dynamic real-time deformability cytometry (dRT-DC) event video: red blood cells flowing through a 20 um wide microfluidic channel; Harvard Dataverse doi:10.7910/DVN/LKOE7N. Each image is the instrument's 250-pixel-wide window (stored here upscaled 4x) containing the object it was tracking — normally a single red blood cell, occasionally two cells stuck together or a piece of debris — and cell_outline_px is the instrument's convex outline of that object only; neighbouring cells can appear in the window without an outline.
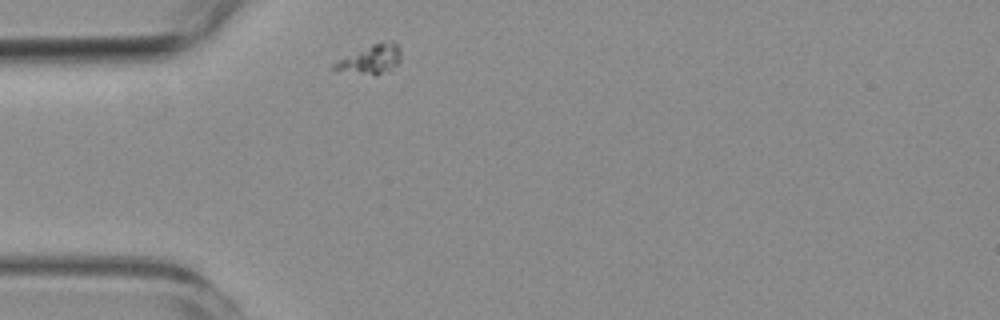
{"species": "common noctule bat (a hibernating species)", "species_latin": "Nyctalus noctula", "temperature_condition": "room temperature", "stored_images_in_passage": 1, "camera_frame_rate_fps": 3000, "um_per_image_px": 0.085, "animal": {"sex": "female", "body_mass_g": 19.3, "forearm_length_mm": 54.1}, "frame": {"image": 1, "passage_image": 1, "time_ms": 0.0, "image_size_px": [1000, 320], "cell_outline_px": [[400, 60], [396, 64], [376, 76], [332, 68], [332, 64], [372, 44], [392, 40], [400, 48]], "centroid_in_image_um": [31.56, 5.03], "position_along_channel_um": 53.4, "area_um2": 10.58}}